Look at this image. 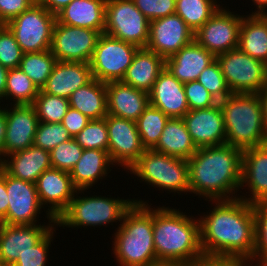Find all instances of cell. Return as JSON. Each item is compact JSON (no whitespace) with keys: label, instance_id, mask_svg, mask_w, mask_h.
<instances>
[{"label":"cell","instance_id":"20","mask_svg":"<svg viewBox=\"0 0 267 266\" xmlns=\"http://www.w3.org/2000/svg\"><path fill=\"white\" fill-rule=\"evenodd\" d=\"M55 225L56 220H48L47 224H4L0 234V263L12 266L19 255L35 246Z\"/></svg>","mask_w":267,"mask_h":266},{"label":"cell","instance_id":"30","mask_svg":"<svg viewBox=\"0 0 267 266\" xmlns=\"http://www.w3.org/2000/svg\"><path fill=\"white\" fill-rule=\"evenodd\" d=\"M238 48L267 65V15L246 11L241 21Z\"/></svg>","mask_w":267,"mask_h":266},{"label":"cell","instance_id":"24","mask_svg":"<svg viewBox=\"0 0 267 266\" xmlns=\"http://www.w3.org/2000/svg\"><path fill=\"white\" fill-rule=\"evenodd\" d=\"M107 112L112 116L136 122L149 105V94L122 81L106 83Z\"/></svg>","mask_w":267,"mask_h":266},{"label":"cell","instance_id":"53","mask_svg":"<svg viewBox=\"0 0 267 266\" xmlns=\"http://www.w3.org/2000/svg\"><path fill=\"white\" fill-rule=\"evenodd\" d=\"M262 106L263 124L267 136V85L258 93Z\"/></svg>","mask_w":267,"mask_h":266},{"label":"cell","instance_id":"14","mask_svg":"<svg viewBox=\"0 0 267 266\" xmlns=\"http://www.w3.org/2000/svg\"><path fill=\"white\" fill-rule=\"evenodd\" d=\"M6 191L9 203L6 217L3 219L4 224H39V215L43 211L47 220H55L41 205L34 183L14 178L6 172Z\"/></svg>","mask_w":267,"mask_h":266},{"label":"cell","instance_id":"55","mask_svg":"<svg viewBox=\"0 0 267 266\" xmlns=\"http://www.w3.org/2000/svg\"><path fill=\"white\" fill-rule=\"evenodd\" d=\"M252 1V5H254V11L251 14H261L267 15V0H249ZM257 9V10H256Z\"/></svg>","mask_w":267,"mask_h":266},{"label":"cell","instance_id":"22","mask_svg":"<svg viewBox=\"0 0 267 266\" xmlns=\"http://www.w3.org/2000/svg\"><path fill=\"white\" fill-rule=\"evenodd\" d=\"M149 104L162 110L169 118H183L189 111L184 84L166 67L149 93Z\"/></svg>","mask_w":267,"mask_h":266},{"label":"cell","instance_id":"6","mask_svg":"<svg viewBox=\"0 0 267 266\" xmlns=\"http://www.w3.org/2000/svg\"><path fill=\"white\" fill-rule=\"evenodd\" d=\"M87 195H86V193ZM91 191L77 190L67 209L56 220L57 227L84 229L121 224L134 199L112 195H91ZM89 193V194H88ZM84 196H83V195ZM80 195V196H79ZM90 195V196H89ZM123 198V199H122ZM88 226V227H87Z\"/></svg>","mask_w":267,"mask_h":266},{"label":"cell","instance_id":"28","mask_svg":"<svg viewBox=\"0 0 267 266\" xmlns=\"http://www.w3.org/2000/svg\"><path fill=\"white\" fill-rule=\"evenodd\" d=\"M165 67L166 60L163 57L146 48H139L122 82L149 94Z\"/></svg>","mask_w":267,"mask_h":266},{"label":"cell","instance_id":"39","mask_svg":"<svg viewBox=\"0 0 267 266\" xmlns=\"http://www.w3.org/2000/svg\"><path fill=\"white\" fill-rule=\"evenodd\" d=\"M83 150L74 138L59 144L49 152L52 168L70 173L80 160Z\"/></svg>","mask_w":267,"mask_h":266},{"label":"cell","instance_id":"2","mask_svg":"<svg viewBox=\"0 0 267 266\" xmlns=\"http://www.w3.org/2000/svg\"><path fill=\"white\" fill-rule=\"evenodd\" d=\"M243 151L228 144L198 148L189 158V194L200 200L238 198ZM238 192V193H237Z\"/></svg>","mask_w":267,"mask_h":266},{"label":"cell","instance_id":"32","mask_svg":"<svg viewBox=\"0 0 267 266\" xmlns=\"http://www.w3.org/2000/svg\"><path fill=\"white\" fill-rule=\"evenodd\" d=\"M70 107L85 115L89 120L105 118L107 112L106 83L92 79L78 88L68 98Z\"/></svg>","mask_w":267,"mask_h":266},{"label":"cell","instance_id":"7","mask_svg":"<svg viewBox=\"0 0 267 266\" xmlns=\"http://www.w3.org/2000/svg\"><path fill=\"white\" fill-rule=\"evenodd\" d=\"M133 175L140 183L182 196L189 193L188 161L169 156L153 149H145L140 158L129 168L126 174ZM164 190V191H163Z\"/></svg>","mask_w":267,"mask_h":266},{"label":"cell","instance_id":"37","mask_svg":"<svg viewBox=\"0 0 267 266\" xmlns=\"http://www.w3.org/2000/svg\"><path fill=\"white\" fill-rule=\"evenodd\" d=\"M39 122L62 123L69 109L68 98L50 95L39 90L33 103Z\"/></svg>","mask_w":267,"mask_h":266},{"label":"cell","instance_id":"17","mask_svg":"<svg viewBox=\"0 0 267 266\" xmlns=\"http://www.w3.org/2000/svg\"><path fill=\"white\" fill-rule=\"evenodd\" d=\"M240 190L238 198L243 201L267 203V143L243 151Z\"/></svg>","mask_w":267,"mask_h":266},{"label":"cell","instance_id":"9","mask_svg":"<svg viewBox=\"0 0 267 266\" xmlns=\"http://www.w3.org/2000/svg\"><path fill=\"white\" fill-rule=\"evenodd\" d=\"M232 93H259L267 85V65L239 48L216 56Z\"/></svg>","mask_w":267,"mask_h":266},{"label":"cell","instance_id":"15","mask_svg":"<svg viewBox=\"0 0 267 266\" xmlns=\"http://www.w3.org/2000/svg\"><path fill=\"white\" fill-rule=\"evenodd\" d=\"M108 154L116 168L127 172L144 153L136 122L108 114Z\"/></svg>","mask_w":267,"mask_h":266},{"label":"cell","instance_id":"36","mask_svg":"<svg viewBox=\"0 0 267 266\" xmlns=\"http://www.w3.org/2000/svg\"><path fill=\"white\" fill-rule=\"evenodd\" d=\"M57 62L50 49L41 52L24 53L19 68L39 88L45 85L52 69Z\"/></svg>","mask_w":267,"mask_h":266},{"label":"cell","instance_id":"40","mask_svg":"<svg viewBox=\"0 0 267 266\" xmlns=\"http://www.w3.org/2000/svg\"><path fill=\"white\" fill-rule=\"evenodd\" d=\"M71 138L72 137L62 123L39 122L33 145L50 152L56 146Z\"/></svg>","mask_w":267,"mask_h":266},{"label":"cell","instance_id":"19","mask_svg":"<svg viewBox=\"0 0 267 266\" xmlns=\"http://www.w3.org/2000/svg\"><path fill=\"white\" fill-rule=\"evenodd\" d=\"M5 116L4 157L33 145L39 124L33 105H5Z\"/></svg>","mask_w":267,"mask_h":266},{"label":"cell","instance_id":"59","mask_svg":"<svg viewBox=\"0 0 267 266\" xmlns=\"http://www.w3.org/2000/svg\"><path fill=\"white\" fill-rule=\"evenodd\" d=\"M0 266H11V265H8V264H5V263H0Z\"/></svg>","mask_w":267,"mask_h":266},{"label":"cell","instance_id":"54","mask_svg":"<svg viewBox=\"0 0 267 266\" xmlns=\"http://www.w3.org/2000/svg\"><path fill=\"white\" fill-rule=\"evenodd\" d=\"M8 71H9V69L3 67L0 64V104L4 100L5 88H6V80H7Z\"/></svg>","mask_w":267,"mask_h":266},{"label":"cell","instance_id":"3","mask_svg":"<svg viewBox=\"0 0 267 266\" xmlns=\"http://www.w3.org/2000/svg\"><path fill=\"white\" fill-rule=\"evenodd\" d=\"M180 207H153V241L158 262L187 266L204 256L198 216Z\"/></svg>","mask_w":267,"mask_h":266},{"label":"cell","instance_id":"52","mask_svg":"<svg viewBox=\"0 0 267 266\" xmlns=\"http://www.w3.org/2000/svg\"><path fill=\"white\" fill-rule=\"evenodd\" d=\"M6 134L5 105L0 104V161L4 158V143Z\"/></svg>","mask_w":267,"mask_h":266},{"label":"cell","instance_id":"29","mask_svg":"<svg viewBox=\"0 0 267 266\" xmlns=\"http://www.w3.org/2000/svg\"><path fill=\"white\" fill-rule=\"evenodd\" d=\"M105 14L106 0H72L56 15V21L104 33Z\"/></svg>","mask_w":267,"mask_h":266},{"label":"cell","instance_id":"45","mask_svg":"<svg viewBox=\"0 0 267 266\" xmlns=\"http://www.w3.org/2000/svg\"><path fill=\"white\" fill-rule=\"evenodd\" d=\"M184 91L189 110L209 108L219 103L198 80L184 83Z\"/></svg>","mask_w":267,"mask_h":266},{"label":"cell","instance_id":"41","mask_svg":"<svg viewBox=\"0 0 267 266\" xmlns=\"http://www.w3.org/2000/svg\"><path fill=\"white\" fill-rule=\"evenodd\" d=\"M57 225H55L35 246L24 254L19 255L18 260L12 266H47L49 265V253L51 243H54ZM48 262V263H47Z\"/></svg>","mask_w":267,"mask_h":266},{"label":"cell","instance_id":"42","mask_svg":"<svg viewBox=\"0 0 267 266\" xmlns=\"http://www.w3.org/2000/svg\"><path fill=\"white\" fill-rule=\"evenodd\" d=\"M197 80L218 102L232 94L216 60L201 72Z\"/></svg>","mask_w":267,"mask_h":266},{"label":"cell","instance_id":"35","mask_svg":"<svg viewBox=\"0 0 267 266\" xmlns=\"http://www.w3.org/2000/svg\"><path fill=\"white\" fill-rule=\"evenodd\" d=\"M169 117L152 105H148L136 121L142 146L145 149H153L159 142Z\"/></svg>","mask_w":267,"mask_h":266},{"label":"cell","instance_id":"58","mask_svg":"<svg viewBox=\"0 0 267 266\" xmlns=\"http://www.w3.org/2000/svg\"><path fill=\"white\" fill-rule=\"evenodd\" d=\"M3 225H4L3 219L0 217V234H1Z\"/></svg>","mask_w":267,"mask_h":266},{"label":"cell","instance_id":"21","mask_svg":"<svg viewBox=\"0 0 267 266\" xmlns=\"http://www.w3.org/2000/svg\"><path fill=\"white\" fill-rule=\"evenodd\" d=\"M183 120L193 143L198 148L226 144L221 106L189 110Z\"/></svg>","mask_w":267,"mask_h":266},{"label":"cell","instance_id":"12","mask_svg":"<svg viewBox=\"0 0 267 266\" xmlns=\"http://www.w3.org/2000/svg\"><path fill=\"white\" fill-rule=\"evenodd\" d=\"M223 5L194 33V39L215 57L238 48L239 31L244 15Z\"/></svg>","mask_w":267,"mask_h":266},{"label":"cell","instance_id":"57","mask_svg":"<svg viewBox=\"0 0 267 266\" xmlns=\"http://www.w3.org/2000/svg\"><path fill=\"white\" fill-rule=\"evenodd\" d=\"M148 266H182V265L174 262H157Z\"/></svg>","mask_w":267,"mask_h":266},{"label":"cell","instance_id":"4","mask_svg":"<svg viewBox=\"0 0 267 266\" xmlns=\"http://www.w3.org/2000/svg\"><path fill=\"white\" fill-rule=\"evenodd\" d=\"M133 199L135 203L110 238L111 254L118 266H148L158 262L153 241V204L144 198Z\"/></svg>","mask_w":267,"mask_h":266},{"label":"cell","instance_id":"33","mask_svg":"<svg viewBox=\"0 0 267 266\" xmlns=\"http://www.w3.org/2000/svg\"><path fill=\"white\" fill-rule=\"evenodd\" d=\"M39 88L18 67L9 69L3 105H33Z\"/></svg>","mask_w":267,"mask_h":266},{"label":"cell","instance_id":"16","mask_svg":"<svg viewBox=\"0 0 267 266\" xmlns=\"http://www.w3.org/2000/svg\"><path fill=\"white\" fill-rule=\"evenodd\" d=\"M194 40V32L176 13L149 22L146 49L165 60Z\"/></svg>","mask_w":267,"mask_h":266},{"label":"cell","instance_id":"50","mask_svg":"<svg viewBox=\"0 0 267 266\" xmlns=\"http://www.w3.org/2000/svg\"><path fill=\"white\" fill-rule=\"evenodd\" d=\"M8 195L6 191V171L0 166V217L4 219L8 210Z\"/></svg>","mask_w":267,"mask_h":266},{"label":"cell","instance_id":"49","mask_svg":"<svg viewBox=\"0 0 267 266\" xmlns=\"http://www.w3.org/2000/svg\"><path fill=\"white\" fill-rule=\"evenodd\" d=\"M242 259L203 256L187 266H237Z\"/></svg>","mask_w":267,"mask_h":266},{"label":"cell","instance_id":"25","mask_svg":"<svg viewBox=\"0 0 267 266\" xmlns=\"http://www.w3.org/2000/svg\"><path fill=\"white\" fill-rule=\"evenodd\" d=\"M0 166L10 176L34 184L45 170L52 168L49 151L35 145L5 156Z\"/></svg>","mask_w":267,"mask_h":266},{"label":"cell","instance_id":"26","mask_svg":"<svg viewBox=\"0 0 267 266\" xmlns=\"http://www.w3.org/2000/svg\"><path fill=\"white\" fill-rule=\"evenodd\" d=\"M216 60L195 39L166 59V68L183 84L197 80L201 72Z\"/></svg>","mask_w":267,"mask_h":266},{"label":"cell","instance_id":"5","mask_svg":"<svg viewBox=\"0 0 267 266\" xmlns=\"http://www.w3.org/2000/svg\"><path fill=\"white\" fill-rule=\"evenodd\" d=\"M219 104L226 144L244 151L267 143L262 106L257 93H232Z\"/></svg>","mask_w":267,"mask_h":266},{"label":"cell","instance_id":"47","mask_svg":"<svg viewBox=\"0 0 267 266\" xmlns=\"http://www.w3.org/2000/svg\"><path fill=\"white\" fill-rule=\"evenodd\" d=\"M37 0H0V25H6Z\"/></svg>","mask_w":267,"mask_h":266},{"label":"cell","instance_id":"10","mask_svg":"<svg viewBox=\"0 0 267 266\" xmlns=\"http://www.w3.org/2000/svg\"><path fill=\"white\" fill-rule=\"evenodd\" d=\"M138 46L102 33L89 62L92 77L101 82L122 81Z\"/></svg>","mask_w":267,"mask_h":266},{"label":"cell","instance_id":"1","mask_svg":"<svg viewBox=\"0 0 267 266\" xmlns=\"http://www.w3.org/2000/svg\"><path fill=\"white\" fill-rule=\"evenodd\" d=\"M211 208L198 211L204 256L251 259L255 249L254 204L236 198L207 200Z\"/></svg>","mask_w":267,"mask_h":266},{"label":"cell","instance_id":"34","mask_svg":"<svg viewBox=\"0 0 267 266\" xmlns=\"http://www.w3.org/2000/svg\"><path fill=\"white\" fill-rule=\"evenodd\" d=\"M220 3V0H176L175 13L195 33L217 12Z\"/></svg>","mask_w":267,"mask_h":266},{"label":"cell","instance_id":"31","mask_svg":"<svg viewBox=\"0 0 267 266\" xmlns=\"http://www.w3.org/2000/svg\"><path fill=\"white\" fill-rule=\"evenodd\" d=\"M154 151L188 160L197 147L188 133L183 118H169Z\"/></svg>","mask_w":267,"mask_h":266},{"label":"cell","instance_id":"51","mask_svg":"<svg viewBox=\"0 0 267 266\" xmlns=\"http://www.w3.org/2000/svg\"><path fill=\"white\" fill-rule=\"evenodd\" d=\"M44 8L54 15H57L72 0H37Z\"/></svg>","mask_w":267,"mask_h":266},{"label":"cell","instance_id":"56","mask_svg":"<svg viewBox=\"0 0 267 266\" xmlns=\"http://www.w3.org/2000/svg\"><path fill=\"white\" fill-rule=\"evenodd\" d=\"M237 266H267V264H261V263H257L255 261H252L250 259H244L241 260Z\"/></svg>","mask_w":267,"mask_h":266},{"label":"cell","instance_id":"38","mask_svg":"<svg viewBox=\"0 0 267 266\" xmlns=\"http://www.w3.org/2000/svg\"><path fill=\"white\" fill-rule=\"evenodd\" d=\"M74 139L83 149L108 151L109 135L105 118L90 120Z\"/></svg>","mask_w":267,"mask_h":266},{"label":"cell","instance_id":"23","mask_svg":"<svg viewBox=\"0 0 267 266\" xmlns=\"http://www.w3.org/2000/svg\"><path fill=\"white\" fill-rule=\"evenodd\" d=\"M93 79L89 63L57 61L41 91L69 98Z\"/></svg>","mask_w":267,"mask_h":266},{"label":"cell","instance_id":"44","mask_svg":"<svg viewBox=\"0 0 267 266\" xmlns=\"http://www.w3.org/2000/svg\"><path fill=\"white\" fill-rule=\"evenodd\" d=\"M23 54L10 29L0 25V64L7 69L18 68Z\"/></svg>","mask_w":267,"mask_h":266},{"label":"cell","instance_id":"8","mask_svg":"<svg viewBox=\"0 0 267 266\" xmlns=\"http://www.w3.org/2000/svg\"><path fill=\"white\" fill-rule=\"evenodd\" d=\"M55 22L56 15L36 1L6 26L13 33L23 53H32L50 49Z\"/></svg>","mask_w":267,"mask_h":266},{"label":"cell","instance_id":"13","mask_svg":"<svg viewBox=\"0 0 267 266\" xmlns=\"http://www.w3.org/2000/svg\"><path fill=\"white\" fill-rule=\"evenodd\" d=\"M100 31L55 22L50 51L57 61L89 63Z\"/></svg>","mask_w":267,"mask_h":266},{"label":"cell","instance_id":"11","mask_svg":"<svg viewBox=\"0 0 267 266\" xmlns=\"http://www.w3.org/2000/svg\"><path fill=\"white\" fill-rule=\"evenodd\" d=\"M149 22L133 0H106L105 34L145 48Z\"/></svg>","mask_w":267,"mask_h":266},{"label":"cell","instance_id":"46","mask_svg":"<svg viewBox=\"0 0 267 266\" xmlns=\"http://www.w3.org/2000/svg\"><path fill=\"white\" fill-rule=\"evenodd\" d=\"M135 6L149 20L175 13L176 0H133Z\"/></svg>","mask_w":267,"mask_h":266},{"label":"cell","instance_id":"48","mask_svg":"<svg viewBox=\"0 0 267 266\" xmlns=\"http://www.w3.org/2000/svg\"><path fill=\"white\" fill-rule=\"evenodd\" d=\"M90 120L76 109L69 107L63 118L62 124L72 138H75L88 124Z\"/></svg>","mask_w":267,"mask_h":266},{"label":"cell","instance_id":"43","mask_svg":"<svg viewBox=\"0 0 267 266\" xmlns=\"http://www.w3.org/2000/svg\"><path fill=\"white\" fill-rule=\"evenodd\" d=\"M254 216L255 249L250 260L267 264V203L254 204Z\"/></svg>","mask_w":267,"mask_h":266},{"label":"cell","instance_id":"18","mask_svg":"<svg viewBox=\"0 0 267 266\" xmlns=\"http://www.w3.org/2000/svg\"><path fill=\"white\" fill-rule=\"evenodd\" d=\"M39 200L43 208L57 220L67 209L77 191L70 173L50 168L45 170L35 183Z\"/></svg>","mask_w":267,"mask_h":266},{"label":"cell","instance_id":"27","mask_svg":"<svg viewBox=\"0 0 267 266\" xmlns=\"http://www.w3.org/2000/svg\"><path fill=\"white\" fill-rule=\"evenodd\" d=\"M108 151L84 149L80 160L70 172L73 185L77 190H90L97 183L110 178L114 168Z\"/></svg>","mask_w":267,"mask_h":266}]
</instances>
